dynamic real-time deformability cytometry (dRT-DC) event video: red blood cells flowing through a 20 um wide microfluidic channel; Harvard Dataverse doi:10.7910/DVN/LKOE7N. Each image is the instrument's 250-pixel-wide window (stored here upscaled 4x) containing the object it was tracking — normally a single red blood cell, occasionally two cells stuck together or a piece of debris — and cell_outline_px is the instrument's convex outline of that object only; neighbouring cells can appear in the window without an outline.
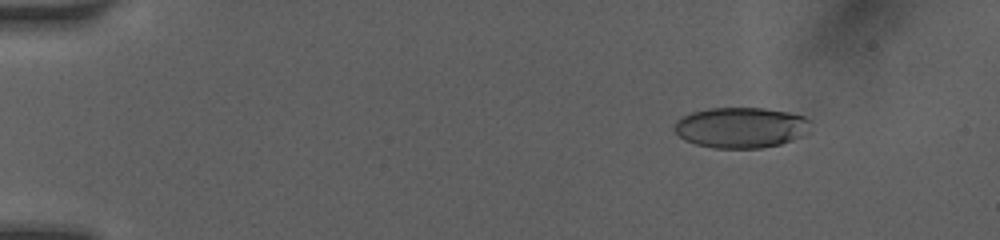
{"species": "human", "species_latin": "Homo sapiens", "temperature_condition": "room temperature", "stored_images_in_passage": 30, "camera_frame_rate_fps": 3000, "um_per_image_px": 0.085, "donor": {"sex": "female"}, "frame": {"image": 1, "passage_image": 10, "time_ms": 2.333, "image_size_px": [1000, 240], "cell_outline_px": [[808, 132], [792, 140], [780, 144], [760, 148], [716, 148], [696, 144], [684, 140], [672, 128], [676, 120], [692, 112], [708, 108], [764, 108], [788, 112], [804, 116], [808, 120]], "centroid_in_image_um": [62.94, 10.84], "position_along_channel_um": 22.1, "area_um2": 32.14}}
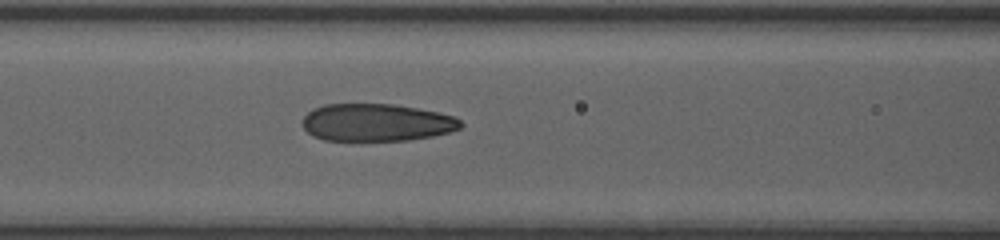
{"frame": {"image": 2, "passage_image": 28, "time_ms": 7.667, "image_size_px": [1000, 240], "cell_outline_px": [[464, 124], [460, 128], [448, 132], [432, 136], [408, 140], [324, 140], [312, 136], [304, 128], [304, 116], [312, 108], [324, 104], [392, 104], [416, 108], [456, 116]], "centroid_in_image_um": [32.0, 10.41], "position_along_channel_um": 134.6, "area_um2": 34.45}}
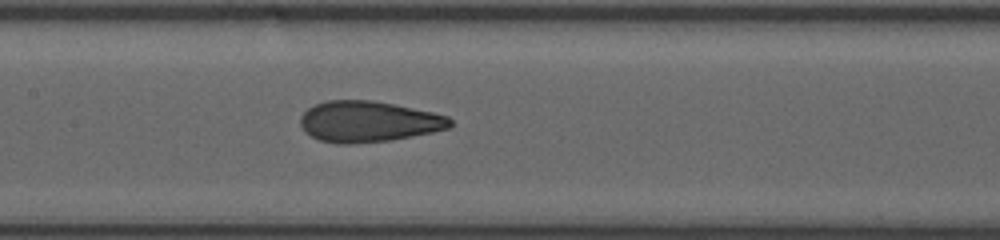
{"frame": {"image": 3, "passage_image": 30, "time_ms": 8.667, "image_size_px": [1000, 240], "cell_outline_px": [[452, 124], [448, 128], [432, 132], [412, 136], [388, 140], [348, 144], [340, 144], [320, 140], [304, 132], [300, 124], [300, 116], [308, 108], [316, 104], [328, 100], [372, 100], [432, 112], [448, 116], [452, 120]], "centroid_in_image_um": [31.29, 10.33], "position_along_channel_um": 176.1, "area_um2": 35.49}}